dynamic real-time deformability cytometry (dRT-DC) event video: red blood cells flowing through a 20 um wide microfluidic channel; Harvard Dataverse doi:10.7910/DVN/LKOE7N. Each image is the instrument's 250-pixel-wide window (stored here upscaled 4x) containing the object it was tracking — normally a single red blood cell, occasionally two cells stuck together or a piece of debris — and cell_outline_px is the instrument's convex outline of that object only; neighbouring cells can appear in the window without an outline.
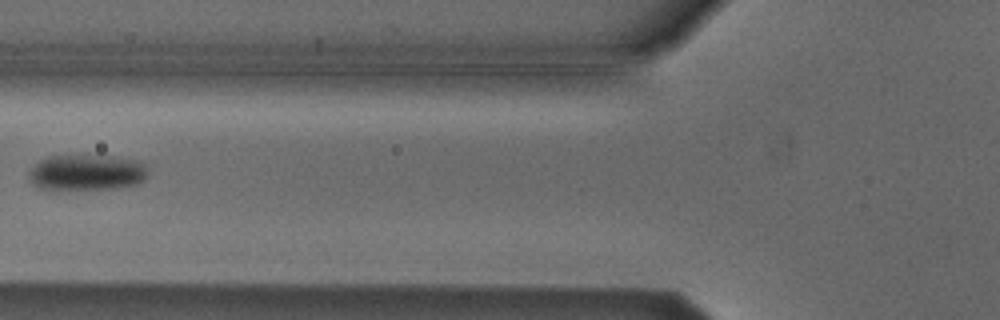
{"species": "Egyptian fruit bat (a non-hibernating species)", "species_latin": "Rousettus aegyptiacus", "temperature_condition": "cold", "stored_images_in_passage": 6, "camera_frame_rate_fps": 3000, "um_per_image_px": 0.085, "animal": {"sex": "male"}, "frame": {"image": 1, "passage_image": 5, "time_ms": 1.333, "image_size_px": [1000, 320], "cell_outline_px": [[148, 176], [144, 180], [136, 184], [116, 188], [56, 192], [40, 188], [32, 184], [28, 176], [28, 172], [40, 160], [48, 156], [112, 156], [136, 160], [144, 164], [148, 168]], "centroid_in_image_um": [7.34, 14.71], "position_along_channel_um": 118.5, "area_um2": 25.61}}
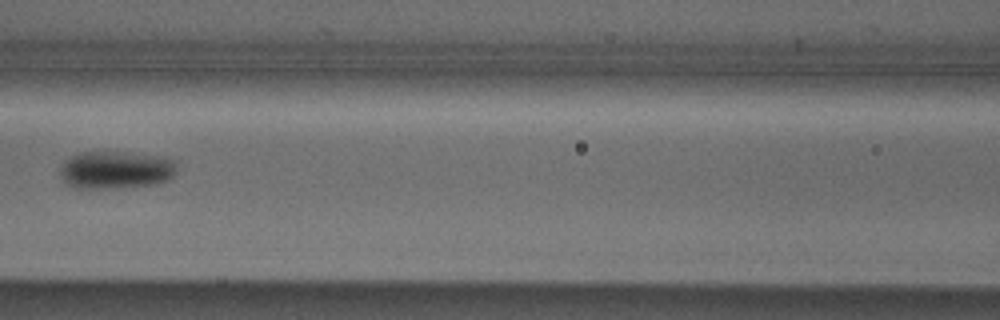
{"frame": {"image": 2, "passage_image": 6, "time_ms": 1.667, "image_size_px": [1000, 320], "cell_outline_px": [[176, 168], [172, 176], [168, 180], [156, 184], [104, 188], [76, 188], [64, 184], [60, 172], [60, 168], [64, 160], [80, 152], [120, 152], [160, 156], [176, 160]], "centroid_in_image_um": [9.82, 14.44], "position_along_channel_um": 156.8, "area_um2": 25.61}}